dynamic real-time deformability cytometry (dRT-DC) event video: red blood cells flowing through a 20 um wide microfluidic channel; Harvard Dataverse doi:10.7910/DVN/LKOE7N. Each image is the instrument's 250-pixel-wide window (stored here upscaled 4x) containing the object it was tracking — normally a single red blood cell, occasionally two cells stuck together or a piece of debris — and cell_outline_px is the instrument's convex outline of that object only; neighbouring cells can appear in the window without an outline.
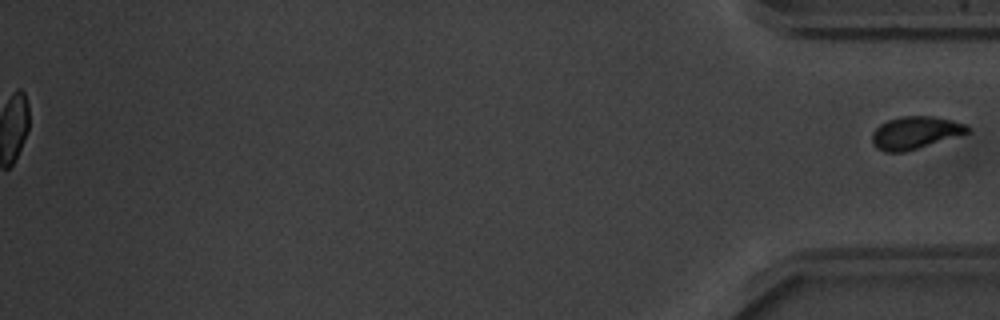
{"species": "common noctule bat (a hibernating species)", "species_latin": "Nyctalus noctula", "temperature_condition": "warm", "stored_images_in_passage": 56, "segment_of_instrument_passage": [2, 2], "camera_frame_rate_fps": 3000, "um_per_image_px": 0.085, "animal": {"sex": "male", "body_mass_g": 20.1, "forearm_length_mm": 53.5}, "frame": {"image": 1, "passage_image": 56, "time_ms": 18.333, "image_size_px": [1000, 320], "cell_outline_px": [[968, 132], [904, 152], [884, 152], [876, 148], [872, 144], [872, 132], [880, 124], [888, 120], [900, 116], [932, 116], [952, 120], [964, 124], [968, 128]], "centroid_in_image_um": [77.71, 11.27], "position_along_channel_um": 357.5, "area_um2": 17.74}}